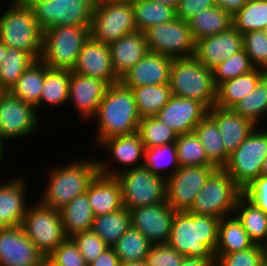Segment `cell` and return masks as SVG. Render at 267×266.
<instances>
[{"label":"cell","mask_w":267,"mask_h":266,"mask_svg":"<svg viewBox=\"0 0 267 266\" xmlns=\"http://www.w3.org/2000/svg\"><path fill=\"white\" fill-rule=\"evenodd\" d=\"M119 264L120 260L116 255L114 248L109 247L88 266H119Z\"/></svg>","instance_id":"obj_54"},{"label":"cell","mask_w":267,"mask_h":266,"mask_svg":"<svg viewBox=\"0 0 267 266\" xmlns=\"http://www.w3.org/2000/svg\"><path fill=\"white\" fill-rule=\"evenodd\" d=\"M242 190L224 168H216L197 193L188 212L195 215L223 218L234 214ZM233 213V214H232Z\"/></svg>","instance_id":"obj_7"},{"label":"cell","mask_w":267,"mask_h":266,"mask_svg":"<svg viewBox=\"0 0 267 266\" xmlns=\"http://www.w3.org/2000/svg\"><path fill=\"white\" fill-rule=\"evenodd\" d=\"M86 193L95 217L123 208L121 186L116 177L98 173L88 185Z\"/></svg>","instance_id":"obj_26"},{"label":"cell","mask_w":267,"mask_h":266,"mask_svg":"<svg viewBox=\"0 0 267 266\" xmlns=\"http://www.w3.org/2000/svg\"><path fill=\"white\" fill-rule=\"evenodd\" d=\"M219 222L213 216L176 212L167 243L185 257L216 261Z\"/></svg>","instance_id":"obj_1"},{"label":"cell","mask_w":267,"mask_h":266,"mask_svg":"<svg viewBox=\"0 0 267 266\" xmlns=\"http://www.w3.org/2000/svg\"><path fill=\"white\" fill-rule=\"evenodd\" d=\"M260 175H263V176L267 177V156L265 157V159L263 161Z\"/></svg>","instance_id":"obj_61"},{"label":"cell","mask_w":267,"mask_h":266,"mask_svg":"<svg viewBox=\"0 0 267 266\" xmlns=\"http://www.w3.org/2000/svg\"><path fill=\"white\" fill-rule=\"evenodd\" d=\"M136 30L144 32L151 26L168 23L176 18L174 7L153 0H133Z\"/></svg>","instance_id":"obj_34"},{"label":"cell","mask_w":267,"mask_h":266,"mask_svg":"<svg viewBox=\"0 0 267 266\" xmlns=\"http://www.w3.org/2000/svg\"><path fill=\"white\" fill-rule=\"evenodd\" d=\"M233 27L240 33L262 30L267 24V0H248L232 17Z\"/></svg>","instance_id":"obj_43"},{"label":"cell","mask_w":267,"mask_h":266,"mask_svg":"<svg viewBox=\"0 0 267 266\" xmlns=\"http://www.w3.org/2000/svg\"><path fill=\"white\" fill-rule=\"evenodd\" d=\"M208 116L216 123L225 152L231 155L257 126L251 120L236 114L232 109L213 106Z\"/></svg>","instance_id":"obj_25"},{"label":"cell","mask_w":267,"mask_h":266,"mask_svg":"<svg viewBox=\"0 0 267 266\" xmlns=\"http://www.w3.org/2000/svg\"><path fill=\"white\" fill-rule=\"evenodd\" d=\"M91 26H54L43 31L40 61L50 69L72 71Z\"/></svg>","instance_id":"obj_6"},{"label":"cell","mask_w":267,"mask_h":266,"mask_svg":"<svg viewBox=\"0 0 267 266\" xmlns=\"http://www.w3.org/2000/svg\"><path fill=\"white\" fill-rule=\"evenodd\" d=\"M97 147L105 149L112 159L111 161H105V158L97 160L98 173L104 176L116 177L121 172L144 165L145 147L137 132L107 138ZM110 162L117 164L115 165L117 167L112 168Z\"/></svg>","instance_id":"obj_15"},{"label":"cell","mask_w":267,"mask_h":266,"mask_svg":"<svg viewBox=\"0 0 267 266\" xmlns=\"http://www.w3.org/2000/svg\"><path fill=\"white\" fill-rule=\"evenodd\" d=\"M153 1H157L163 4H167L169 6H172L176 9L177 5L179 4L180 0H153Z\"/></svg>","instance_id":"obj_58"},{"label":"cell","mask_w":267,"mask_h":266,"mask_svg":"<svg viewBox=\"0 0 267 266\" xmlns=\"http://www.w3.org/2000/svg\"><path fill=\"white\" fill-rule=\"evenodd\" d=\"M248 0H214L215 6L226 11L232 17L247 3Z\"/></svg>","instance_id":"obj_55"},{"label":"cell","mask_w":267,"mask_h":266,"mask_svg":"<svg viewBox=\"0 0 267 266\" xmlns=\"http://www.w3.org/2000/svg\"><path fill=\"white\" fill-rule=\"evenodd\" d=\"M70 71L50 69L45 65L44 82L39 102L35 105L36 111L40 106L49 107L65 106L68 101ZM42 104V105H41Z\"/></svg>","instance_id":"obj_31"},{"label":"cell","mask_w":267,"mask_h":266,"mask_svg":"<svg viewBox=\"0 0 267 266\" xmlns=\"http://www.w3.org/2000/svg\"><path fill=\"white\" fill-rule=\"evenodd\" d=\"M214 6V0H180L175 9L176 18L188 22L195 15Z\"/></svg>","instance_id":"obj_53"},{"label":"cell","mask_w":267,"mask_h":266,"mask_svg":"<svg viewBox=\"0 0 267 266\" xmlns=\"http://www.w3.org/2000/svg\"><path fill=\"white\" fill-rule=\"evenodd\" d=\"M36 60L27 52L7 47L6 55L0 63V88L3 91H10Z\"/></svg>","instance_id":"obj_39"},{"label":"cell","mask_w":267,"mask_h":266,"mask_svg":"<svg viewBox=\"0 0 267 266\" xmlns=\"http://www.w3.org/2000/svg\"><path fill=\"white\" fill-rule=\"evenodd\" d=\"M39 115L34 105L3 91L0 94V137L8 142L35 134L41 123Z\"/></svg>","instance_id":"obj_14"},{"label":"cell","mask_w":267,"mask_h":266,"mask_svg":"<svg viewBox=\"0 0 267 266\" xmlns=\"http://www.w3.org/2000/svg\"><path fill=\"white\" fill-rule=\"evenodd\" d=\"M194 132L203 145L208 160L216 168H223L229 156L225 152L223 140L216 123L207 115L195 127Z\"/></svg>","instance_id":"obj_35"},{"label":"cell","mask_w":267,"mask_h":266,"mask_svg":"<svg viewBox=\"0 0 267 266\" xmlns=\"http://www.w3.org/2000/svg\"><path fill=\"white\" fill-rule=\"evenodd\" d=\"M144 33L150 52L173 59L189 58L195 54L196 42L186 21L175 18L168 23L151 26Z\"/></svg>","instance_id":"obj_13"},{"label":"cell","mask_w":267,"mask_h":266,"mask_svg":"<svg viewBox=\"0 0 267 266\" xmlns=\"http://www.w3.org/2000/svg\"><path fill=\"white\" fill-rule=\"evenodd\" d=\"M93 120L98 125L95 146L110 137L136 133L141 117L132 89L121 82L109 85Z\"/></svg>","instance_id":"obj_2"},{"label":"cell","mask_w":267,"mask_h":266,"mask_svg":"<svg viewBox=\"0 0 267 266\" xmlns=\"http://www.w3.org/2000/svg\"><path fill=\"white\" fill-rule=\"evenodd\" d=\"M0 266H46L45 256L21 226L0 229Z\"/></svg>","instance_id":"obj_17"},{"label":"cell","mask_w":267,"mask_h":266,"mask_svg":"<svg viewBox=\"0 0 267 266\" xmlns=\"http://www.w3.org/2000/svg\"><path fill=\"white\" fill-rule=\"evenodd\" d=\"M32 8L39 27L91 26L93 9L98 3L80 0H25Z\"/></svg>","instance_id":"obj_12"},{"label":"cell","mask_w":267,"mask_h":266,"mask_svg":"<svg viewBox=\"0 0 267 266\" xmlns=\"http://www.w3.org/2000/svg\"><path fill=\"white\" fill-rule=\"evenodd\" d=\"M7 181L0 185V229L21 226L29 206L26 178L21 175Z\"/></svg>","instance_id":"obj_24"},{"label":"cell","mask_w":267,"mask_h":266,"mask_svg":"<svg viewBox=\"0 0 267 266\" xmlns=\"http://www.w3.org/2000/svg\"><path fill=\"white\" fill-rule=\"evenodd\" d=\"M209 109L201 102L172 95L156 117L178 135L192 133L208 115Z\"/></svg>","instance_id":"obj_19"},{"label":"cell","mask_w":267,"mask_h":266,"mask_svg":"<svg viewBox=\"0 0 267 266\" xmlns=\"http://www.w3.org/2000/svg\"><path fill=\"white\" fill-rule=\"evenodd\" d=\"M215 266H265L262 245L226 255H215Z\"/></svg>","instance_id":"obj_49"},{"label":"cell","mask_w":267,"mask_h":266,"mask_svg":"<svg viewBox=\"0 0 267 266\" xmlns=\"http://www.w3.org/2000/svg\"><path fill=\"white\" fill-rule=\"evenodd\" d=\"M70 238L75 242L88 265L109 248L92 229L75 233Z\"/></svg>","instance_id":"obj_50"},{"label":"cell","mask_w":267,"mask_h":266,"mask_svg":"<svg viewBox=\"0 0 267 266\" xmlns=\"http://www.w3.org/2000/svg\"><path fill=\"white\" fill-rule=\"evenodd\" d=\"M64 231L68 237L92 229L94 214L87 193L75 197L59 210Z\"/></svg>","instance_id":"obj_32"},{"label":"cell","mask_w":267,"mask_h":266,"mask_svg":"<svg viewBox=\"0 0 267 266\" xmlns=\"http://www.w3.org/2000/svg\"><path fill=\"white\" fill-rule=\"evenodd\" d=\"M139 134L145 149L175 143L178 134L163 124L156 116L142 118L138 124Z\"/></svg>","instance_id":"obj_44"},{"label":"cell","mask_w":267,"mask_h":266,"mask_svg":"<svg viewBox=\"0 0 267 266\" xmlns=\"http://www.w3.org/2000/svg\"><path fill=\"white\" fill-rule=\"evenodd\" d=\"M136 31L133 8L129 1L99 0L93 9L90 36L110 45Z\"/></svg>","instance_id":"obj_10"},{"label":"cell","mask_w":267,"mask_h":266,"mask_svg":"<svg viewBox=\"0 0 267 266\" xmlns=\"http://www.w3.org/2000/svg\"><path fill=\"white\" fill-rule=\"evenodd\" d=\"M121 186L122 204L129 211L166 201V180L144 165L116 176Z\"/></svg>","instance_id":"obj_11"},{"label":"cell","mask_w":267,"mask_h":266,"mask_svg":"<svg viewBox=\"0 0 267 266\" xmlns=\"http://www.w3.org/2000/svg\"><path fill=\"white\" fill-rule=\"evenodd\" d=\"M144 166L151 173L167 180L180 168L176 144L169 143L145 149ZM167 167H170V171L167 170L168 175L165 171Z\"/></svg>","instance_id":"obj_40"},{"label":"cell","mask_w":267,"mask_h":266,"mask_svg":"<svg viewBox=\"0 0 267 266\" xmlns=\"http://www.w3.org/2000/svg\"><path fill=\"white\" fill-rule=\"evenodd\" d=\"M44 74L45 64L37 60L23 72L9 92L24 102L35 106L39 102L42 92Z\"/></svg>","instance_id":"obj_38"},{"label":"cell","mask_w":267,"mask_h":266,"mask_svg":"<svg viewBox=\"0 0 267 266\" xmlns=\"http://www.w3.org/2000/svg\"><path fill=\"white\" fill-rule=\"evenodd\" d=\"M234 215L254 244L263 245L267 241V214L243 194L237 199Z\"/></svg>","instance_id":"obj_30"},{"label":"cell","mask_w":267,"mask_h":266,"mask_svg":"<svg viewBox=\"0 0 267 266\" xmlns=\"http://www.w3.org/2000/svg\"><path fill=\"white\" fill-rule=\"evenodd\" d=\"M236 114L251 120L257 126H263L260 122L263 116L267 117V75H265L254 88L242 100L232 108Z\"/></svg>","instance_id":"obj_41"},{"label":"cell","mask_w":267,"mask_h":266,"mask_svg":"<svg viewBox=\"0 0 267 266\" xmlns=\"http://www.w3.org/2000/svg\"><path fill=\"white\" fill-rule=\"evenodd\" d=\"M215 166H183L166 180V202L176 212L189 211Z\"/></svg>","instance_id":"obj_16"},{"label":"cell","mask_w":267,"mask_h":266,"mask_svg":"<svg viewBox=\"0 0 267 266\" xmlns=\"http://www.w3.org/2000/svg\"><path fill=\"white\" fill-rule=\"evenodd\" d=\"M184 255L168 243L152 245L146 257L148 266H180Z\"/></svg>","instance_id":"obj_51"},{"label":"cell","mask_w":267,"mask_h":266,"mask_svg":"<svg viewBox=\"0 0 267 266\" xmlns=\"http://www.w3.org/2000/svg\"><path fill=\"white\" fill-rule=\"evenodd\" d=\"M172 60L171 57L149 51L120 78V82L130 89L169 83Z\"/></svg>","instance_id":"obj_23"},{"label":"cell","mask_w":267,"mask_h":266,"mask_svg":"<svg viewBox=\"0 0 267 266\" xmlns=\"http://www.w3.org/2000/svg\"><path fill=\"white\" fill-rule=\"evenodd\" d=\"M130 226V211L123 207L116 212L95 217L92 230L99 235L109 247H113Z\"/></svg>","instance_id":"obj_36"},{"label":"cell","mask_w":267,"mask_h":266,"mask_svg":"<svg viewBox=\"0 0 267 266\" xmlns=\"http://www.w3.org/2000/svg\"><path fill=\"white\" fill-rule=\"evenodd\" d=\"M29 204L21 227L36 248L47 258L68 236L64 231L58 209L40 201Z\"/></svg>","instance_id":"obj_8"},{"label":"cell","mask_w":267,"mask_h":266,"mask_svg":"<svg viewBox=\"0 0 267 266\" xmlns=\"http://www.w3.org/2000/svg\"><path fill=\"white\" fill-rule=\"evenodd\" d=\"M175 144L180 167L214 166L195 132L178 135Z\"/></svg>","instance_id":"obj_45"},{"label":"cell","mask_w":267,"mask_h":266,"mask_svg":"<svg viewBox=\"0 0 267 266\" xmlns=\"http://www.w3.org/2000/svg\"><path fill=\"white\" fill-rule=\"evenodd\" d=\"M113 71L120 79L148 52L145 33L136 30L109 45Z\"/></svg>","instance_id":"obj_27"},{"label":"cell","mask_w":267,"mask_h":266,"mask_svg":"<svg viewBox=\"0 0 267 266\" xmlns=\"http://www.w3.org/2000/svg\"><path fill=\"white\" fill-rule=\"evenodd\" d=\"M0 15V42L29 53L36 61L42 51L43 30L25 0H9Z\"/></svg>","instance_id":"obj_4"},{"label":"cell","mask_w":267,"mask_h":266,"mask_svg":"<svg viewBox=\"0 0 267 266\" xmlns=\"http://www.w3.org/2000/svg\"><path fill=\"white\" fill-rule=\"evenodd\" d=\"M254 69L255 67L252 65L250 58L242 48L212 70L215 85L218 86L226 80L247 74Z\"/></svg>","instance_id":"obj_46"},{"label":"cell","mask_w":267,"mask_h":266,"mask_svg":"<svg viewBox=\"0 0 267 266\" xmlns=\"http://www.w3.org/2000/svg\"><path fill=\"white\" fill-rule=\"evenodd\" d=\"M242 48L243 35L232 26L229 30L196 41L194 56L213 70Z\"/></svg>","instance_id":"obj_22"},{"label":"cell","mask_w":267,"mask_h":266,"mask_svg":"<svg viewBox=\"0 0 267 266\" xmlns=\"http://www.w3.org/2000/svg\"><path fill=\"white\" fill-rule=\"evenodd\" d=\"M4 143H6L1 137H0V164H1V161L4 159V157L3 156H5V145L6 144H4Z\"/></svg>","instance_id":"obj_59"},{"label":"cell","mask_w":267,"mask_h":266,"mask_svg":"<svg viewBox=\"0 0 267 266\" xmlns=\"http://www.w3.org/2000/svg\"><path fill=\"white\" fill-rule=\"evenodd\" d=\"M180 266H215V261L184 257Z\"/></svg>","instance_id":"obj_56"},{"label":"cell","mask_w":267,"mask_h":266,"mask_svg":"<svg viewBox=\"0 0 267 266\" xmlns=\"http://www.w3.org/2000/svg\"><path fill=\"white\" fill-rule=\"evenodd\" d=\"M107 87L108 85L100 79L70 71L68 104L75 105L76 112L82 116V120H91L97 114Z\"/></svg>","instance_id":"obj_21"},{"label":"cell","mask_w":267,"mask_h":266,"mask_svg":"<svg viewBox=\"0 0 267 266\" xmlns=\"http://www.w3.org/2000/svg\"><path fill=\"white\" fill-rule=\"evenodd\" d=\"M176 211L167 202L130 210L131 226L138 229L152 245L168 242Z\"/></svg>","instance_id":"obj_18"},{"label":"cell","mask_w":267,"mask_h":266,"mask_svg":"<svg viewBox=\"0 0 267 266\" xmlns=\"http://www.w3.org/2000/svg\"><path fill=\"white\" fill-rule=\"evenodd\" d=\"M114 1H129V2H131L133 0H114Z\"/></svg>","instance_id":"obj_65"},{"label":"cell","mask_w":267,"mask_h":266,"mask_svg":"<svg viewBox=\"0 0 267 266\" xmlns=\"http://www.w3.org/2000/svg\"><path fill=\"white\" fill-rule=\"evenodd\" d=\"M263 33L266 35L267 37V24L265 25V27L262 29Z\"/></svg>","instance_id":"obj_64"},{"label":"cell","mask_w":267,"mask_h":266,"mask_svg":"<svg viewBox=\"0 0 267 266\" xmlns=\"http://www.w3.org/2000/svg\"><path fill=\"white\" fill-rule=\"evenodd\" d=\"M253 245L242 223L234 214L220 219L215 255L231 254Z\"/></svg>","instance_id":"obj_29"},{"label":"cell","mask_w":267,"mask_h":266,"mask_svg":"<svg viewBox=\"0 0 267 266\" xmlns=\"http://www.w3.org/2000/svg\"><path fill=\"white\" fill-rule=\"evenodd\" d=\"M72 71L80 75L100 79L108 86L120 82L113 71L109 45L100 43L91 36L84 42Z\"/></svg>","instance_id":"obj_20"},{"label":"cell","mask_w":267,"mask_h":266,"mask_svg":"<svg viewBox=\"0 0 267 266\" xmlns=\"http://www.w3.org/2000/svg\"><path fill=\"white\" fill-rule=\"evenodd\" d=\"M132 91L141 119L156 116L172 96L169 83L135 87Z\"/></svg>","instance_id":"obj_37"},{"label":"cell","mask_w":267,"mask_h":266,"mask_svg":"<svg viewBox=\"0 0 267 266\" xmlns=\"http://www.w3.org/2000/svg\"><path fill=\"white\" fill-rule=\"evenodd\" d=\"M53 167L47 172V186L39 199L43 205L58 210L86 193L88 185L98 174L97 159L91 157Z\"/></svg>","instance_id":"obj_3"},{"label":"cell","mask_w":267,"mask_h":266,"mask_svg":"<svg viewBox=\"0 0 267 266\" xmlns=\"http://www.w3.org/2000/svg\"><path fill=\"white\" fill-rule=\"evenodd\" d=\"M46 266H88L75 242L68 237L47 258Z\"/></svg>","instance_id":"obj_48"},{"label":"cell","mask_w":267,"mask_h":266,"mask_svg":"<svg viewBox=\"0 0 267 266\" xmlns=\"http://www.w3.org/2000/svg\"><path fill=\"white\" fill-rule=\"evenodd\" d=\"M119 266H148L146 259L140 261L120 262Z\"/></svg>","instance_id":"obj_57"},{"label":"cell","mask_w":267,"mask_h":266,"mask_svg":"<svg viewBox=\"0 0 267 266\" xmlns=\"http://www.w3.org/2000/svg\"><path fill=\"white\" fill-rule=\"evenodd\" d=\"M265 75V70L255 68L247 74L220 83L217 86L215 106L231 109L238 101L251 93Z\"/></svg>","instance_id":"obj_28"},{"label":"cell","mask_w":267,"mask_h":266,"mask_svg":"<svg viewBox=\"0 0 267 266\" xmlns=\"http://www.w3.org/2000/svg\"><path fill=\"white\" fill-rule=\"evenodd\" d=\"M243 48L255 68L267 71V37L262 30L244 33Z\"/></svg>","instance_id":"obj_47"},{"label":"cell","mask_w":267,"mask_h":266,"mask_svg":"<svg viewBox=\"0 0 267 266\" xmlns=\"http://www.w3.org/2000/svg\"><path fill=\"white\" fill-rule=\"evenodd\" d=\"M267 156V129L258 128L248 135L241 145L229 155L223 167L234 183L243 190L261 173V167Z\"/></svg>","instance_id":"obj_9"},{"label":"cell","mask_w":267,"mask_h":266,"mask_svg":"<svg viewBox=\"0 0 267 266\" xmlns=\"http://www.w3.org/2000/svg\"><path fill=\"white\" fill-rule=\"evenodd\" d=\"M6 49L7 46L4 43L0 42V63L4 59V56L6 55Z\"/></svg>","instance_id":"obj_60"},{"label":"cell","mask_w":267,"mask_h":266,"mask_svg":"<svg viewBox=\"0 0 267 266\" xmlns=\"http://www.w3.org/2000/svg\"><path fill=\"white\" fill-rule=\"evenodd\" d=\"M242 194L254 205L267 214V177L260 175L253 180L246 188L242 190Z\"/></svg>","instance_id":"obj_52"},{"label":"cell","mask_w":267,"mask_h":266,"mask_svg":"<svg viewBox=\"0 0 267 266\" xmlns=\"http://www.w3.org/2000/svg\"><path fill=\"white\" fill-rule=\"evenodd\" d=\"M194 41L229 30L232 16L218 6L210 7L188 21Z\"/></svg>","instance_id":"obj_33"},{"label":"cell","mask_w":267,"mask_h":266,"mask_svg":"<svg viewBox=\"0 0 267 266\" xmlns=\"http://www.w3.org/2000/svg\"><path fill=\"white\" fill-rule=\"evenodd\" d=\"M263 248V256H264V264L267 266V241L262 245Z\"/></svg>","instance_id":"obj_62"},{"label":"cell","mask_w":267,"mask_h":266,"mask_svg":"<svg viewBox=\"0 0 267 266\" xmlns=\"http://www.w3.org/2000/svg\"><path fill=\"white\" fill-rule=\"evenodd\" d=\"M169 86L172 95L197 100L209 110L215 105L217 86L213 71L195 56L172 60Z\"/></svg>","instance_id":"obj_5"},{"label":"cell","mask_w":267,"mask_h":266,"mask_svg":"<svg viewBox=\"0 0 267 266\" xmlns=\"http://www.w3.org/2000/svg\"><path fill=\"white\" fill-rule=\"evenodd\" d=\"M99 0H80V3H98Z\"/></svg>","instance_id":"obj_63"},{"label":"cell","mask_w":267,"mask_h":266,"mask_svg":"<svg viewBox=\"0 0 267 266\" xmlns=\"http://www.w3.org/2000/svg\"><path fill=\"white\" fill-rule=\"evenodd\" d=\"M151 246L150 241L138 229L130 226L113 248L120 262H125L146 259Z\"/></svg>","instance_id":"obj_42"}]
</instances>
